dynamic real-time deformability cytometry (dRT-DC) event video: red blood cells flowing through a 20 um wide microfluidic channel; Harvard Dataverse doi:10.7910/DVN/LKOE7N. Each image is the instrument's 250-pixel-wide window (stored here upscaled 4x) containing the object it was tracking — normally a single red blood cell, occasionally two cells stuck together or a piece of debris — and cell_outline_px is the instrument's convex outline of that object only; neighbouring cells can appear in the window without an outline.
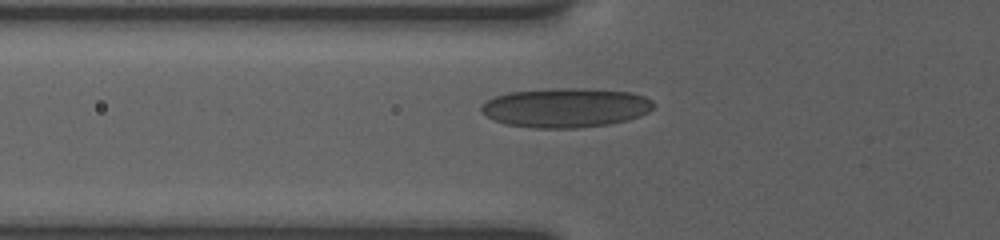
{"species": "human", "species_latin": "Homo sapiens", "temperature_condition": "room temperature", "stored_images_in_passage": 35, "camera_frame_rate_fps": 3000, "um_per_image_px": 0.085, "donor": {"sex": "female"}, "frame": {"image": 1, "passage_image": 2, "time_ms": 0.333, "image_size_px": [1000, 240], "cell_outline_px": [[656, 104], [648, 112], [640, 116], [628, 120], [608, 124], [576, 128], [532, 128], [504, 124], [492, 120], [480, 108], [488, 100], [496, 96], [508, 92], [552, 88], [584, 88], [632, 92], [644, 96], [652, 100]], "centroid_in_image_um": [48.11, 9.15], "position_along_channel_um": 77.7, "area_um2": 39.71}}
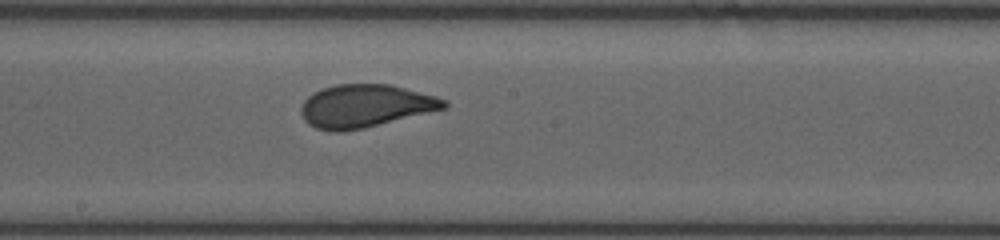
{"frame": {"image": 2, "passage_image": 16, "time_ms": 4.0, "image_size_px": [1000, 240], "cell_outline_px": [[448, 108], [364, 128], [340, 132], [328, 132], [316, 128], [308, 124], [304, 120], [300, 112], [300, 108], [304, 100], [308, 96], [320, 88], [336, 84], [388, 84], [436, 96], [448, 100]], "centroid_in_image_um": [31.03, 9.01], "position_along_channel_um": 217.2, "area_um2": 36.01}}
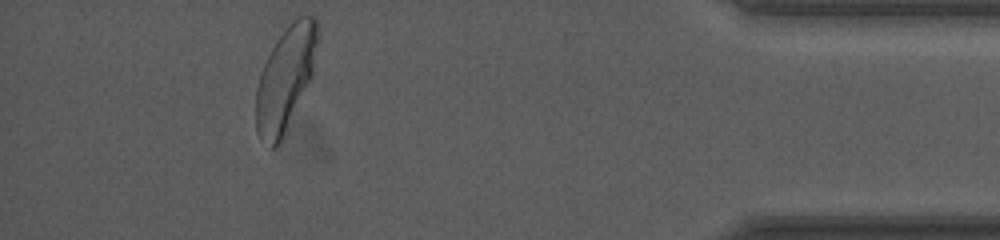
{"frame": {"image": 3, "passage_image": 31, "time_ms": 10.333, "image_size_px": [1000, 240], "cell_outline_px": [[316, 44], [312, 76], [280, 140], [272, 148], [268, 148], [256, 132], [256, 88], [260, 72], [276, 40], [288, 24], [296, 16], [316, 16]], "centroid_in_image_um": [24.22, 6.66], "position_along_channel_um": 411.0, "area_um2": 36.41}, "authors_computed_cell_mechanics": {"area_um2": 35.9516, "velocity_mm_per_s": 3.7855, "shape_relaxation_time_tau1_ms": 5.9849, "shape_relaxation_time_tau2_ms": null, "deformation_change_tau1": 0.1699, "deformation_change_tau2": null}}